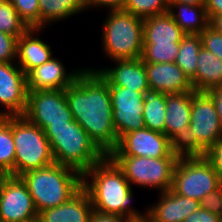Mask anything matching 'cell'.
Masks as SVG:
<instances>
[{
	"mask_svg": "<svg viewBox=\"0 0 222 222\" xmlns=\"http://www.w3.org/2000/svg\"><path fill=\"white\" fill-rule=\"evenodd\" d=\"M73 119L105 154L116 147L118 137L113 124L112 104L108 83L98 72L83 69L65 89Z\"/></svg>",
	"mask_w": 222,
	"mask_h": 222,
	"instance_id": "6da1fadb",
	"label": "cell"
},
{
	"mask_svg": "<svg viewBox=\"0 0 222 222\" xmlns=\"http://www.w3.org/2000/svg\"><path fill=\"white\" fill-rule=\"evenodd\" d=\"M82 178V187L90 197L93 210L129 217L138 222L147 220V211L142 214L131 207L132 187L108 155L86 171Z\"/></svg>",
	"mask_w": 222,
	"mask_h": 222,
	"instance_id": "7a4b0ae2",
	"label": "cell"
},
{
	"mask_svg": "<svg viewBox=\"0 0 222 222\" xmlns=\"http://www.w3.org/2000/svg\"><path fill=\"white\" fill-rule=\"evenodd\" d=\"M26 184L37 212L59 206L82 188V174L56 162L19 176Z\"/></svg>",
	"mask_w": 222,
	"mask_h": 222,
	"instance_id": "3957f363",
	"label": "cell"
},
{
	"mask_svg": "<svg viewBox=\"0 0 222 222\" xmlns=\"http://www.w3.org/2000/svg\"><path fill=\"white\" fill-rule=\"evenodd\" d=\"M44 133L54 161L82 175L106 156L74 119L66 124L49 125Z\"/></svg>",
	"mask_w": 222,
	"mask_h": 222,
	"instance_id": "277c9868",
	"label": "cell"
},
{
	"mask_svg": "<svg viewBox=\"0 0 222 222\" xmlns=\"http://www.w3.org/2000/svg\"><path fill=\"white\" fill-rule=\"evenodd\" d=\"M222 138V125L207 91H192L190 124L176 144L181 154L204 155Z\"/></svg>",
	"mask_w": 222,
	"mask_h": 222,
	"instance_id": "5b68a950",
	"label": "cell"
},
{
	"mask_svg": "<svg viewBox=\"0 0 222 222\" xmlns=\"http://www.w3.org/2000/svg\"><path fill=\"white\" fill-rule=\"evenodd\" d=\"M108 12L101 37L106 57L112 61L141 58L144 19L123 10Z\"/></svg>",
	"mask_w": 222,
	"mask_h": 222,
	"instance_id": "8992f818",
	"label": "cell"
},
{
	"mask_svg": "<svg viewBox=\"0 0 222 222\" xmlns=\"http://www.w3.org/2000/svg\"><path fill=\"white\" fill-rule=\"evenodd\" d=\"M12 137L15 144V177L55 162L44 130L24 115L12 116Z\"/></svg>",
	"mask_w": 222,
	"mask_h": 222,
	"instance_id": "52a82bcc",
	"label": "cell"
},
{
	"mask_svg": "<svg viewBox=\"0 0 222 222\" xmlns=\"http://www.w3.org/2000/svg\"><path fill=\"white\" fill-rule=\"evenodd\" d=\"M222 185L211 162L202 154H181L173 173L172 190L200 201Z\"/></svg>",
	"mask_w": 222,
	"mask_h": 222,
	"instance_id": "ba28073f",
	"label": "cell"
},
{
	"mask_svg": "<svg viewBox=\"0 0 222 222\" xmlns=\"http://www.w3.org/2000/svg\"><path fill=\"white\" fill-rule=\"evenodd\" d=\"M123 171L130 185L151 187L166 192L172 188L179 157L109 156Z\"/></svg>",
	"mask_w": 222,
	"mask_h": 222,
	"instance_id": "9c48e42d",
	"label": "cell"
},
{
	"mask_svg": "<svg viewBox=\"0 0 222 222\" xmlns=\"http://www.w3.org/2000/svg\"><path fill=\"white\" fill-rule=\"evenodd\" d=\"M24 116L43 130L49 125L66 124L73 120L65 89L28 91Z\"/></svg>",
	"mask_w": 222,
	"mask_h": 222,
	"instance_id": "30bf717a",
	"label": "cell"
},
{
	"mask_svg": "<svg viewBox=\"0 0 222 222\" xmlns=\"http://www.w3.org/2000/svg\"><path fill=\"white\" fill-rule=\"evenodd\" d=\"M180 155L176 144L164 133L143 128L122 135L108 156L163 158Z\"/></svg>",
	"mask_w": 222,
	"mask_h": 222,
	"instance_id": "8fae6325",
	"label": "cell"
},
{
	"mask_svg": "<svg viewBox=\"0 0 222 222\" xmlns=\"http://www.w3.org/2000/svg\"><path fill=\"white\" fill-rule=\"evenodd\" d=\"M38 219L33 198L20 177L5 175L0 185V222Z\"/></svg>",
	"mask_w": 222,
	"mask_h": 222,
	"instance_id": "7c38bea8",
	"label": "cell"
},
{
	"mask_svg": "<svg viewBox=\"0 0 222 222\" xmlns=\"http://www.w3.org/2000/svg\"><path fill=\"white\" fill-rule=\"evenodd\" d=\"M113 124L118 139L129 132L145 128L144 94L125 87L109 86Z\"/></svg>",
	"mask_w": 222,
	"mask_h": 222,
	"instance_id": "4fadbf2b",
	"label": "cell"
},
{
	"mask_svg": "<svg viewBox=\"0 0 222 222\" xmlns=\"http://www.w3.org/2000/svg\"><path fill=\"white\" fill-rule=\"evenodd\" d=\"M26 74L16 64L0 63V103L6 111L0 117L24 115L27 108Z\"/></svg>",
	"mask_w": 222,
	"mask_h": 222,
	"instance_id": "5bb4252c",
	"label": "cell"
},
{
	"mask_svg": "<svg viewBox=\"0 0 222 222\" xmlns=\"http://www.w3.org/2000/svg\"><path fill=\"white\" fill-rule=\"evenodd\" d=\"M116 67L91 69L108 83V86L125 87L131 90L144 92L149 88L145 63L138 59L114 60Z\"/></svg>",
	"mask_w": 222,
	"mask_h": 222,
	"instance_id": "9a60e30c",
	"label": "cell"
},
{
	"mask_svg": "<svg viewBox=\"0 0 222 222\" xmlns=\"http://www.w3.org/2000/svg\"><path fill=\"white\" fill-rule=\"evenodd\" d=\"M83 69L66 73L63 63L54 57L26 74L27 91L60 90L69 87Z\"/></svg>",
	"mask_w": 222,
	"mask_h": 222,
	"instance_id": "2e32d148",
	"label": "cell"
},
{
	"mask_svg": "<svg viewBox=\"0 0 222 222\" xmlns=\"http://www.w3.org/2000/svg\"><path fill=\"white\" fill-rule=\"evenodd\" d=\"M160 195V200L147 209V222H183L200 208V201L176 194L172 189Z\"/></svg>",
	"mask_w": 222,
	"mask_h": 222,
	"instance_id": "e0dca14e",
	"label": "cell"
},
{
	"mask_svg": "<svg viewBox=\"0 0 222 222\" xmlns=\"http://www.w3.org/2000/svg\"><path fill=\"white\" fill-rule=\"evenodd\" d=\"M151 90L165 94L194 91L191 81L176 63H145Z\"/></svg>",
	"mask_w": 222,
	"mask_h": 222,
	"instance_id": "ac0fdd59",
	"label": "cell"
},
{
	"mask_svg": "<svg viewBox=\"0 0 222 222\" xmlns=\"http://www.w3.org/2000/svg\"><path fill=\"white\" fill-rule=\"evenodd\" d=\"M192 91L167 94L164 134L177 144L190 124Z\"/></svg>",
	"mask_w": 222,
	"mask_h": 222,
	"instance_id": "d6986e66",
	"label": "cell"
},
{
	"mask_svg": "<svg viewBox=\"0 0 222 222\" xmlns=\"http://www.w3.org/2000/svg\"><path fill=\"white\" fill-rule=\"evenodd\" d=\"M92 211L90 197L82 187L65 203L39 212L38 220L39 222H89Z\"/></svg>",
	"mask_w": 222,
	"mask_h": 222,
	"instance_id": "ffe728a7",
	"label": "cell"
},
{
	"mask_svg": "<svg viewBox=\"0 0 222 222\" xmlns=\"http://www.w3.org/2000/svg\"><path fill=\"white\" fill-rule=\"evenodd\" d=\"M41 30L29 28L18 38L16 62L25 74L53 57L51 47L35 35Z\"/></svg>",
	"mask_w": 222,
	"mask_h": 222,
	"instance_id": "44dd1931",
	"label": "cell"
},
{
	"mask_svg": "<svg viewBox=\"0 0 222 222\" xmlns=\"http://www.w3.org/2000/svg\"><path fill=\"white\" fill-rule=\"evenodd\" d=\"M184 35L169 11L144 19L143 44L180 43Z\"/></svg>",
	"mask_w": 222,
	"mask_h": 222,
	"instance_id": "7402d4cb",
	"label": "cell"
},
{
	"mask_svg": "<svg viewBox=\"0 0 222 222\" xmlns=\"http://www.w3.org/2000/svg\"><path fill=\"white\" fill-rule=\"evenodd\" d=\"M197 63L195 77L191 80L194 91H209L222 86V60L202 47Z\"/></svg>",
	"mask_w": 222,
	"mask_h": 222,
	"instance_id": "603a6c76",
	"label": "cell"
},
{
	"mask_svg": "<svg viewBox=\"0 0 222 222\" xmlns=\"http://www.w3.org/2000/svg\"><path fill=\"white\" fill-rule=\"evenodd\" d=\"M169 13L185 34H200L209 26L205 5H186L181 2H168ZM177 12H175V9Z\"/></svg>",
	"mask_w": 222,
	"mask_h": 222,
	"instance_id": "cb8c5ba5",
	"label": "cell"
},
{
	"mask_svg": "<svg viewBox=\"0 0 222 222\" xmlns=\"http://www.w3.org/2000/svg\"><path fill=\"white\" fill-rule=\"evenodd\" d=\"M85 10L83 0H39L40 28Z\"/></svg>",
	"mask_w": 222,
	"mask_h": 222,
	"instance_id": "d4e9b609",
	"label": "cell"
},
{
	"mask_svg": "<svg viewBox=\"0 0 222 222\" xmlns=\"http://www.w3.org/2000/svg\"><path fill=\"white\" fill-rule=\"evenodd\" d=\"M167 94L148 89L144 92L143 119L145 128L164 133Z\"/></svg>",
	"mask_w": 222,
	"mask_h": 222,
	"instance_id": "484cf974",
	"label": "cell"
},
{
	"mask_svg": "<svg viewBox=\"0 0 222 222\" xmlns=\"http://www.w3.org/2000/svg\"><path fill=\"white\" fill-rule=\"evenodd\" d=\"M202 48L200 34H185L179 45L175 63L191 81L195 77L198 54Z\"/></svg>",
	"mask_w": 222,
	"mask_h": 222,
	"instance_id": "4316f807",
	"label": "cell"
},
{
	"mask_svg": "<svg viewBox=\"0 0 222 222\" xmlns=\"http://www.w3.org/2000/svg\"><path fill=\"white\" fill-rule=\"evenodd\" d=\"M15 144L12 116L0 117V173L14 176Z\"/></svg>",
	"mask_w": 222,
	"mask_h": 222,
	"instance_id": "83f0119b",
	"label": "cell"
},
{
	"mask_svg": "<svg viewBox=\"0 0 222 222\" xmlns=\"http://www.w3.org/2000/svg\"><path fill=\"white\" fill-rule=\"evenodd\" d=\"M122 10L145 19L168 12L169 4L168 0H124Z\"/></svg>",
	"mask_w": 222,
	"mask_h": 222,
	"instance_id": "f1b7e54d",
	"label": "cell"
},
{
	"mask_svg": "<svg viewBox=\"0 0 222 222\" xmlns=\"http://www.w3.org/2000/svg\"><path fill=\"white\" fill-rule=\"evenodd\" d=\"M180 43L143 44L141 60L144 63H175Z\"/></svg>",
	"mask_w": 222,
	"mask_h": 222,
	"instance_id": "f546056e",
	"label": "cell"
},
{
	"mask_svg": "<svg viewBox=\"0 0 222 222\" xmlns=\"http://www.w3.org/2000/svg\"><path fill=\"white\" fill-rule=\"evenodd\" d=\"M29 27L20 18L18 12L9 1L0 4V31L20 37Z\"/></svg>",
	"mask_w": 222,
	"mask_h": 222,
	"instance_id": "4dcf8cb0",
	"label": "cell"
},
{
	"mask_svg": "<svg viewBox=\"0 0 222 222\" xmlns=\"http://www.w3.org/2000/svg\"><path fill=\"white\" fill-rule=\"evenodd\" d=\"M29 28H40L39 0H7Z\"/></svg>",
	"mask_w": 222,
	"mask_h": 222,
	"instance_id": "1f68e13d",
	"label": "cell"
},
{
	"mask_svg": "<svg viewBox=\"0 0 222 222\" xmlns=\"http://www.w3.org/2000/svg\"><path fill=\"white\" fill-rule=\"evenodd\" d=\"M17 41L18 37L0 31V63H16Z\"/></svg>",
	"mask_w": 222,
	"mask_h": 222,
	"instance_id": "d6a6232c",
	"label": "cell"
},
{
	"mask_svg": "<svg viewBox=\"0 0 222 222\" xmlns=\"http://www.w3.org/2000/svg\"><path fill=\"white\" fill-rule=\"evenodd\" d=\"M202 47L222 60V34L208 26L200 33Z\"/></svg>",
	"mask_w": 222,
	"mask_h": 222,
	"instance_id": "836d02e7",
	"label": "cell"
},
{
	"mask_svg": "<svg viewBox=\"0 0 222 222\" xmlns=\"http://www.w3.org/2000/svg\"><path fill=\"white\" fill-rule=\"evenodd\" d=\"M200 208L222 216V185L200 200Z\"/></svg>",
	"mask_w": 222,
	"mask_h": 222,
	"instance_id": "e575fe53",
	"label": "cell"
},
{
	"mask_svg": "<svg viewBox=\"0 0 222 222\" xmlns=\"http://www.w3.org/2000/svg\"><path fill=\"white\" fill-rule=\"evenodd\" d=\"M204 156L211 162L222 182V138Z\"/></svg>",
	"mask_w": 222,
	"mask_h": 222,
	"instance_id": "d590c367",
	"label": "cell"
},
{
	"mask_svg": "<svg viewBox=\"0 0 222 222\" xmlns=\"http://www.w3.org/2000/svg\"><path fill=\"white\" fill-rule=\"evenodd\" d=\"M183 222H222V216L199 208L186 217Z\"/></svg>",
	"mask_w": 222,
	"mask_h": 222,
	"instance_id": "8d00e7d4",
	"label": "cell"
},
{
	"mask_svg": "<svg viewBox=\"0 0 222 222\" xmlns=\"http://www.w3.org/2000/svg\"><path fill=\"white\" fill-rule=\"evenodd\" d=\"M89 222H138L132 218L93 210Z\"/></svg>",
	"mask_w": 222,
	"mask_h": 222,
	"instance_id": "74e56055",
	"label": "cell"
},
{
	"mask_svg": "<svg viewBox=\"0 0 222 222\" xmlns=\"http://www.w3.org/2000/svg\"><path fill=\"white\" fill-rule=\"evenodd\" d=\"M85 10L92 6L107 7L109 11L122 10L124 0H83Z\"/></svg>",
	"mask_w": 222,
	"mask_h": 222,
	"instance_id": "f35d334b",
	"label": "cell"
},
{
	"mask_svg": "<svg viewBox=\"0 0 222 222\" xmlns=\"http://www.w3.org/2000/svg\"><path fill=\"white\" fill-rule=\"evenodd\" d=\"M207 92L212 97L216 111L218 113V117L220 119V123L222 125V86L212 88Z\"/></svg>",
	"mask_w": 222,
	"mask_h": 222,
	"instance_id": "ab89813d",
	"label": "cell"
},
{
	"mask_svg": "<svg viewBox=\"0 0 222 222\" xmlns=\"http://www.w3.org/2000/svg\"><path fill=\"white\" fill-rule=\"evenodd\" d=\"M204 5L208 19L212 16L222 14V0H205Z\"/></svg>",
	"mask_w": 222,
	"mask_h": 222,
	"instance_id": "60d3db41",
	"label": "cell"
},
{
	"mask_svg": "<svg viewBox=\"0 0 222 222\" xmlns=\"http://www.w3.org/2000/svg\"><path fill=\"white\" fill-rule=\"evenodd\" d=\"M209 26L214 29L215 31L222 34V14L212 16L209 19Z\"/></svg>",
	"mask_w": 222,
	"mask_h": 222,
	"instance_id": "b9f144b4",
	"label": "cell"
},
{
	"mask_svg": "<svg viewBox=\"0 0 222 222\" xmlns=\"http://www.w3.org/2000/svg\"><path fill=\"white\" fill-rule=\"evenodd\" d=\"M168 2H181L186 5H204L205 0H168Z\"/></svg>",
	"mask_w": 222,
	"mask_h": 222,
	"instance_id": "7bdbcfd3",
	"label": "cell"
},
{
	"mask_svg": "<svg viewBox=\"0 0 222 222\" xmlns=\"http://www.w3.org/2000/svg\"><path fill=\"white\" fill-rule=\"evenodd\" d=\"M4 176H5V174H0V185H1V182H2V179Z\"/></svg>",
	"mask_w": 222,
	"mask_h": 222,
	"instance_id": "ee69618b",
	"label": "cell"
},
{
	"mask_svg": "<svg viewBox=\"0 0 222 222\" xmlns=\"http://www.w3.org/2000/svg\"><path fill=\"white\" fill-rule=\"evenodd\" d=\"M30 222H39V220H38V219H36V220H32V221H30Z\"/></svg>",
	"mask_w": 222,
	"mask_h": 222,
	"instance_id": "f6af8a7d",
	"label": "cell"
},
{
	"mask_svg": "<svg viewBox=\"0 0 222 222\" xmlns=\"http://www.w3.org/2000/svg\"><path fill=\"white\" fill-rule=\"evenodd\" d=\"M6 0H0V4H2L3 2H5Z\"/></svg>",
	"mask_w": 222,
	"mask_h": 222,
	"instance_id": "bcb514c9",
	"label": "cell"
}]
</instances>
